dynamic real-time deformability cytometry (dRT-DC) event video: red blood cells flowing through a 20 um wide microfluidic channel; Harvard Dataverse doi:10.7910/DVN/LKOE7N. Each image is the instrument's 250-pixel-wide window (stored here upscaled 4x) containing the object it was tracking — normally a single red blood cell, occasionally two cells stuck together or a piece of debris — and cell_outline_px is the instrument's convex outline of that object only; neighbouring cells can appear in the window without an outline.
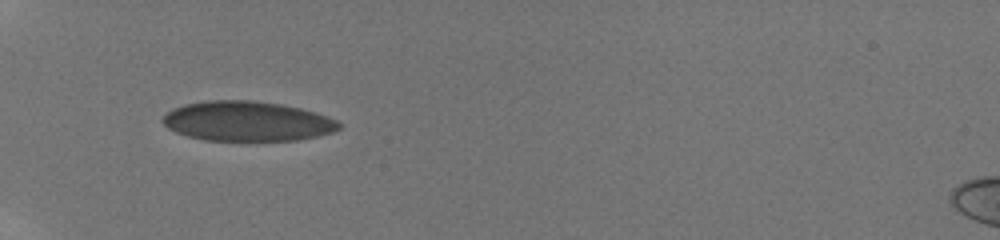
{"species": "human", "species_latin": "Homo sapiens", "temperature_condition": "room temperature", "stored_images_in_passage": 2, "camera_frame_rate_fps": 3000, "um_per_image_px": 0.085, "donor": {"sex": "male"}, "frame": {"image": 1, "passage_image": 1, "time_ms": 0.0, "image_size_px": [1000, 240], "cell_outline_px": [[340, 128], [332, 132], [320, 136], [296, 140], [204, 140], [188, 136], [176, 132], [168, 128], [160, 120], [172, 108], [184, 104], [208, 100], [252, 100], [280, 104], [300, 108], [316, 112], [328, 116], [336, 120], [340, 124]], "centroid_in_image_um": [21.01, 10.3], "position_along_channel_um": 64.0, "area_um2": 40.92}}